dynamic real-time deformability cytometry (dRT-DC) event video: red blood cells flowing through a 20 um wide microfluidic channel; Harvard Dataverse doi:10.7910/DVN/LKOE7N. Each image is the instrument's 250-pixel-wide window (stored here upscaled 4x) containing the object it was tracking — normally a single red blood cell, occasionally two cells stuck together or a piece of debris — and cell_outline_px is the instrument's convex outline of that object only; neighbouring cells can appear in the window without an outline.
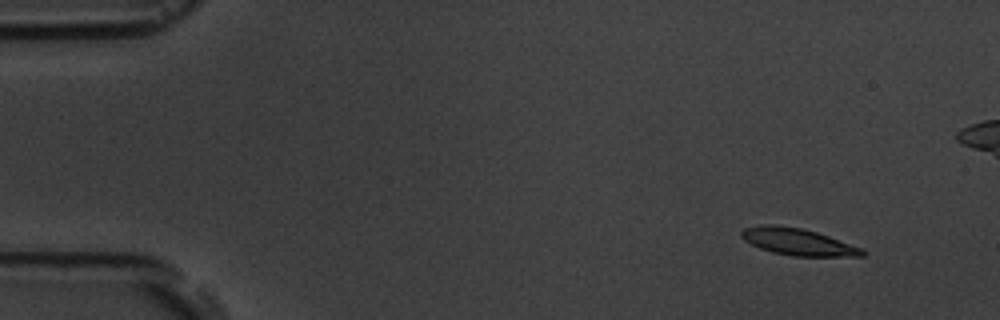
{"species": "common noctule bat (a hibernating species)", "species_latin": "Nyctalus noctula", "temperature_condition": "room temperature", "stored_images_in_passage": 4, "camera_frame_rate_fps": 3000, "um_per_image_px": 0.085, "animal": {"sex": "male", "body_mass_g": 19.5, "forearm_length_mm": 54.6}, "frame": {"image": 1, "passage_image": 1, "time_ms": 0.0, "image_size_px": [1000, 320], "cell_outline_px": [[868, 252], [864, 256], [792, 256], [772, 252], [760, 248], [744, 240], [740, 236], [740, 232], [744, 228], [764, 224], [776, 224], [800, 228], [816, 232], [864, 248]], "centroid_in_image_um": [67.84, 20.55], "position_along_channel_um": 17.2, "area_um2": 19.02}}